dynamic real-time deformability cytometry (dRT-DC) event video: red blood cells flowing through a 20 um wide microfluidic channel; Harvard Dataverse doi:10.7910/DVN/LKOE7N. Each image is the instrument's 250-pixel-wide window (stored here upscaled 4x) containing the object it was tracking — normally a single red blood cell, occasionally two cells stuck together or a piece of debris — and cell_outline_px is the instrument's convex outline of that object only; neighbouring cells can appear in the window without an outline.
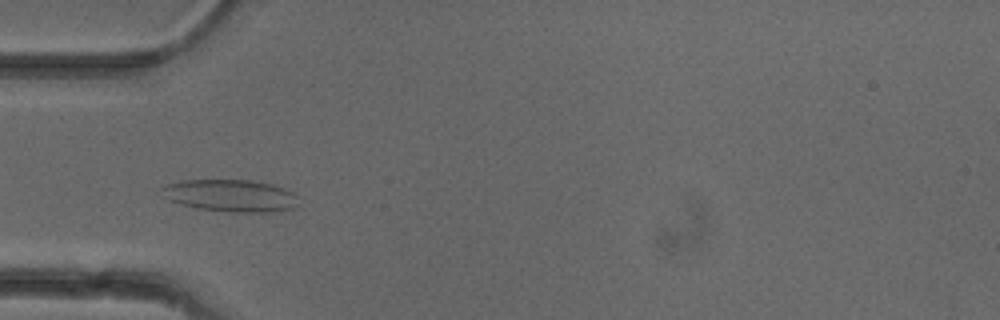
{"species": "common noctule bat (a hibernating species)", "species_latin": "Nyctalus noctula", "temperature_condition": "cold", "stored_images_in_passage": 51, "camera_frame_rate_fps": 3000, "um_per_image_px": 0.085, "animal": {"sex": "female"}, "frame": {"image": 1, "passage_image": 15, "time_ms": 4.667, "image_size_px": [1000, 320], "cell_outline_px": [[296, 204], [292, 208], [276, 212], [232, 212], [196, 208], [180, 204], [168, 200], [160, 196], [156, 192], [160, 188], [168, 184], [180, 180], [252, 180], [272, 184], [284, 188], [292, 192], [296, 196]], "centroid_in_image_um": [19.5, 16.62], "position_along_channel_um": 65.5, "area_um2": 25.95}}
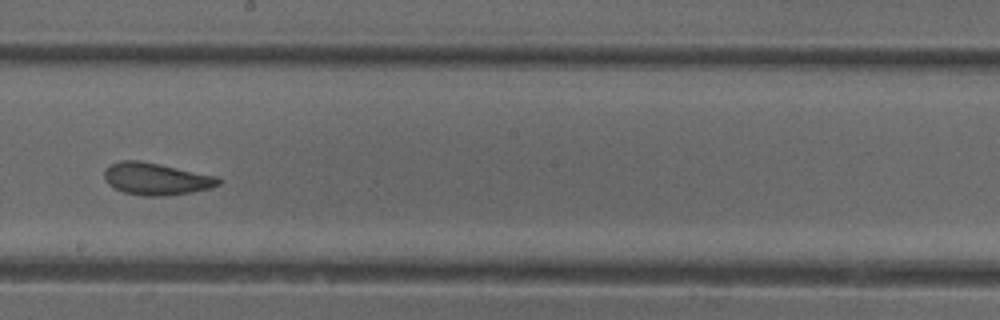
{"frame": {"image": 2, "passage_image": 28, "time_ms": 9.0, "image_size_px": [1000, 320], "cell_outline_px": [[220, 184], [212, 188], [192, 192], [160, 196], [144, 196], [124, 192], [108, 184], [104, 176], [104, 168], [120, 160], [136, 160], [160, 164], [216, 176], [220, 180]], "centroid_in_image_um": [13.26, 15.2], "position_along_channel_um": 234.9, "area_um2": 21.21}}
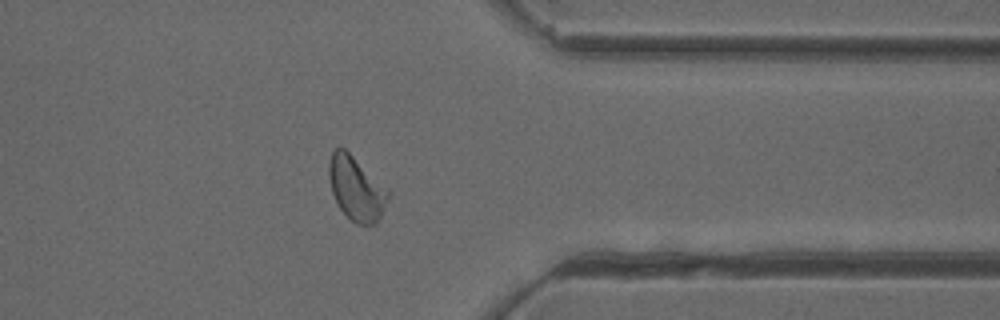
{"frame": {"image": 3, "passage_image": 40, "time_ms": 13.0, "image_size_px": [1000, 320], "cell_outline_px": [[392, 192], [376, 224], [356, 224], [340, 208], [332, 192], [328, 176], [328, 164], [332, 152], [336, 148], [344, 148], [388, 188]], "centroid_in_image_um": [30.3, 16.01], "position_along_channel_um": 381.1, "area_um2": 21.91}, "authors_computed_cell_mechanics": {"area_um2": 22.1952, "velocity_mm_per_s": 3.9133, "shape_relaxation_time_tau1_ms": 6.0702, "shape_relaxation_time_tau2_ms": 1.475, "deformation_change_tau1": 0.141, "deformation_change_tau2": 0.0752}}